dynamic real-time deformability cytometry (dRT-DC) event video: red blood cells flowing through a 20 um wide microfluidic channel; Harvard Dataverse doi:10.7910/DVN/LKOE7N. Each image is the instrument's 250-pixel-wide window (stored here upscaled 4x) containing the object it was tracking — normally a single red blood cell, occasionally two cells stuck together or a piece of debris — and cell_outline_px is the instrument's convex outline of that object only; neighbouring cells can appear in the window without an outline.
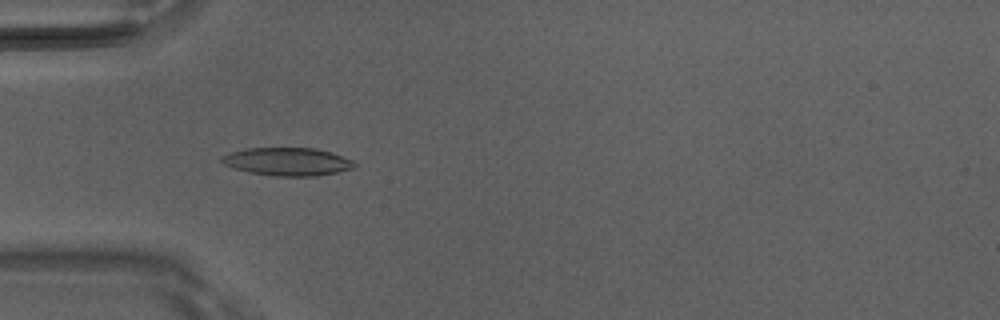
{"species": "Egyptian fruit bat (a non-hibernating species)", "species_latin": "Rousettus aegyptiacus", "temperature_condition": "room temperature", "stored_images_in_passage": 6, "camera_frame_rate_fps": 3000, "um_per_image_px": 0.085, "animal": {"sex": "male"}, "frame": {"image": 1, "passage_image": 5, "time_ms": 1.333, "image_size_px": [1000, 320], "cell_outline_px": [[356, 164], [352, 168], [336, 172], [316, 176], [276, 176], [252, 172], [232, 168], [224, 164], [220, 160], [220, 156], [232, 152], [248, 148], [316, 148], [332, 152], [352, 160]], "centroid_in_image_um": [24.42, 13.73], "position_along_channel_um": 60.6, "area_um2": 21.5}}